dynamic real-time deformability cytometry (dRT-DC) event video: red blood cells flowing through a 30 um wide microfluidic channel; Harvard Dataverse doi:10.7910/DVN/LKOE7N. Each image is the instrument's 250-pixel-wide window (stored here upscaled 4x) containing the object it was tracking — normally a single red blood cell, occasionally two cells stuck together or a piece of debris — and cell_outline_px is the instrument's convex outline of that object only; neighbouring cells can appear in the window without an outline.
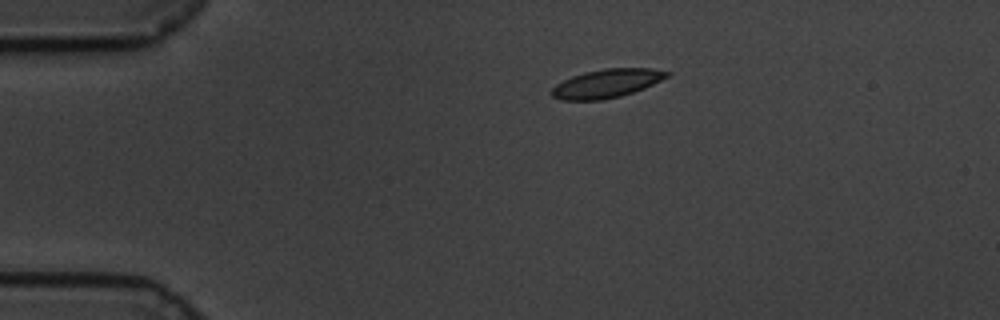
{"species": "common noctule bat (a hibernating species)", "species_latin": "Nyctalus noctula", "temperature_condition": "cold", "stored_images_in_passage": 49, "camera_frame_rate_fps": 3000, "um_per_image_px": 0.085, "animal": {"sex": "male", "body_mass_g": 19.5, "forearm_length_mm": 54.6}, "frame": {"image": 1, "passage_image": 1, "time_ms": 0.0, "image_size_px": [1000, 320], "cell_outline_px": [[672, 72], [668, 76], [644, 88], [620, 96], [600, 100], [560, 100], [552, 96], [552, 88], [556, 84], [572, 76], [584, 72], [604, 68], [652, 68]], "centroid_in_image_um": [51.56, 7.08], "position_along_channel_um": 33.4, "area_um2": 19.07}}
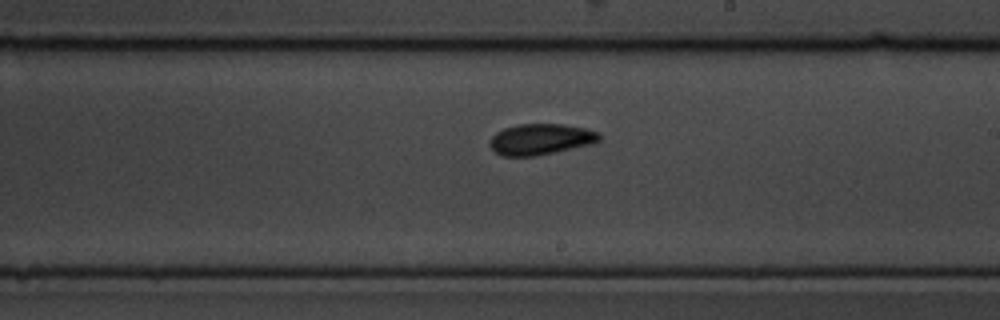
{"frame": {"image": 2, "passage_image": 24, "time_ms": 7.667, "image_size_px": [1000, 320], "cell_outline_px": [[600, 140], [592, 144], [536, 156], [500, 156], [488, 144], [492, 136], [496, 132], [504, 128], [516, 124], [564, 124], [584, 128], [600, 132]], "centroid_in_image_um": [45.95, 11.83], "position_along_channel_um": 243.1, "area_um2": 19.88}}
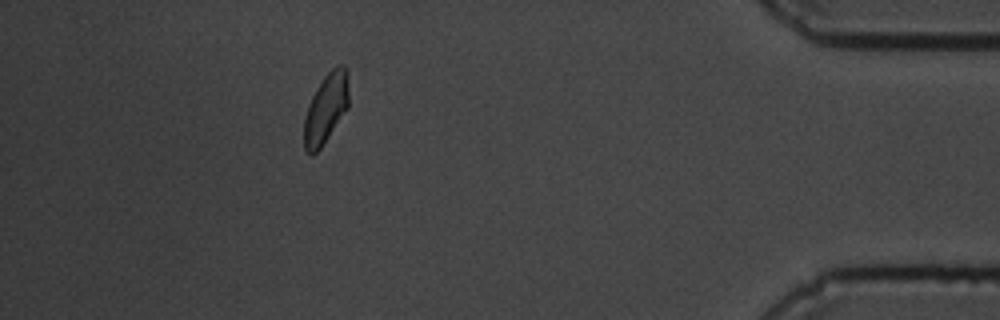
{"frame": {"image": 3, "passage_image": 43, "time_ms": 14.0, "image_size_px": [1000, 320], "cell_outline_px": [[348, 108], [320, 148], [312, 156], [304, 148], [304, 120], [308, 104], [316, 88], [324, 76], [336, 64], [344, 64], [348, 68]], "centroid_in_image_um": [27.72, 9.16], "position_along_channel_um": 407.5, "area_um2": 18.26}, "authors_computed_cell_mechanics": {"area_um2": 18.9006, "velocity_mm_per_s": 3.3502, "shape_relaxation_time_tau1_ms": 2.0737, "shape_relaxation_time_tau2_ms": 1.588, "deformation_change_tau1": 0.1019, "deformation_change_tau2": 0.06}}